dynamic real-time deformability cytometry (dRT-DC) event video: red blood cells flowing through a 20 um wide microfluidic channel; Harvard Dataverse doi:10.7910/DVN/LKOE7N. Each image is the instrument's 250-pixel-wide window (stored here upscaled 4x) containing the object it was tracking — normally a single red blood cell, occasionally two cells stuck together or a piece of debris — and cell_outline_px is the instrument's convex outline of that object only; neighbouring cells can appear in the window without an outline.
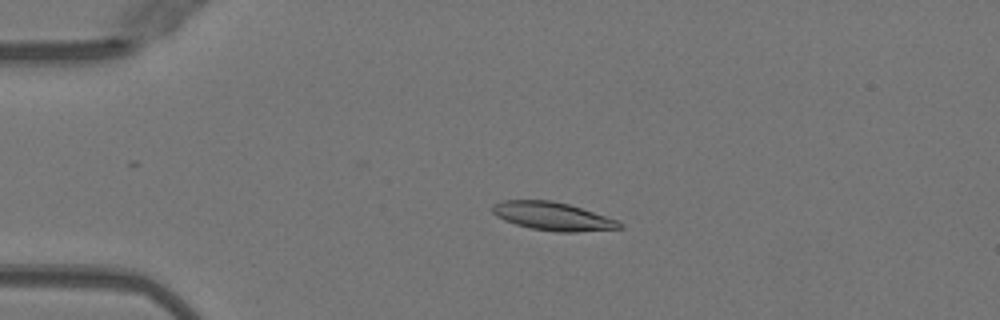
{"species": "Egyptian fruit bat (a non-hibernating species)", "species_latin": "Rousettus aegyptiacus", "temperature_condition": "warm", "stored_images_in_passage": 50, "camera_frame_rate_fps": 3000, "um_per_image_px": 0.085, "animal": {"sex": "female"}, "frame": {"image": 1, "passage_image": 11, "time_ms": 3.333, "image_size_px": [1000, 320], "cell_outline_px": [[624, 228], [576, 232], [556, 232], [532, 228], [516, 224], [504, 220], [496, 216], [492, 212], [492, 204], [500, 200], [552, 200], [568, 204], [616, 220], [624, 224]], "centroid_in_image_um": [46.95, 18.38], "position_along_channel_um": 38.1, "area_um2": 20.81}}
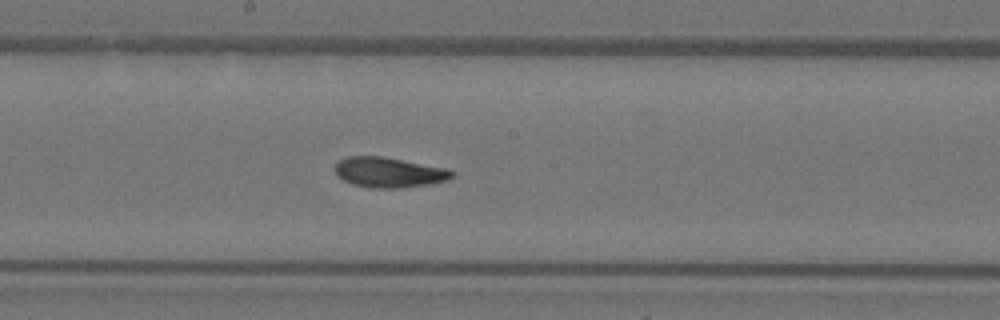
{"frame": {"image": 2, "passage_image": 27, "time_ms": 8.667, "image_size_px": [1000, 320], "cell_outline_px": [[452, 176], [444, 180], [428, 184], [400, 188], [372, 188], [352, 184], [336, 176], [332, 168], [340, 160], [348, 156], [384, 156], [444, 168], [452, 172]], "centroid_in_image_um": [32.95, 14.64], "position_along_channel_um": 215.3, "area_um2": 20.4}}
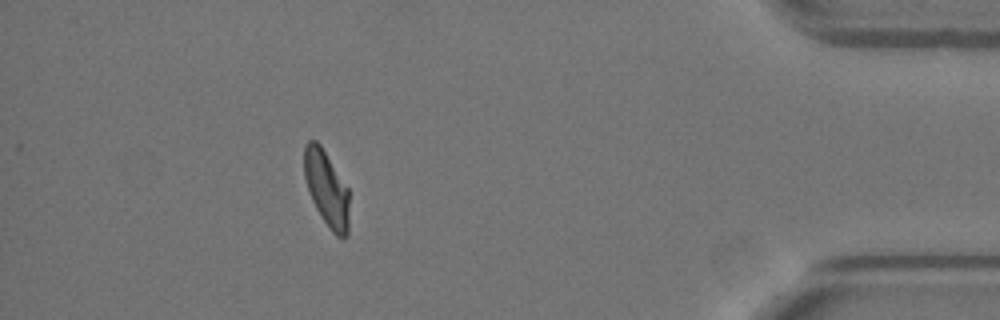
{"frame": {"image": 3, "passage_image": 45, "time_ms": 14.667, "image_size_px": [1000, 320], "cell_outline_px": [[348, 236], [344, 240], [336, 236], [332, 232], [316, 208], [312, 200], [304, 176], [304, 144], [308, 140], [316, 140], [320, 144], [348, 188]], "centroid_in_image_um": [27.76, 16.04], "position_along_channel_um": 407.4, "area_um2": 19.71}, "authors_computed_cell_mechanics": {"area_um2": 20.5768, "velocity_mm_per_s": 4.0206, "shape_relaxation_time_tau1_ms": 6.0372, "shape_relaxation_time_tau2_ms": 2.2116, "deformation_change_tau1": 0.2204, "deformation_change_tau2": 0.0913}}